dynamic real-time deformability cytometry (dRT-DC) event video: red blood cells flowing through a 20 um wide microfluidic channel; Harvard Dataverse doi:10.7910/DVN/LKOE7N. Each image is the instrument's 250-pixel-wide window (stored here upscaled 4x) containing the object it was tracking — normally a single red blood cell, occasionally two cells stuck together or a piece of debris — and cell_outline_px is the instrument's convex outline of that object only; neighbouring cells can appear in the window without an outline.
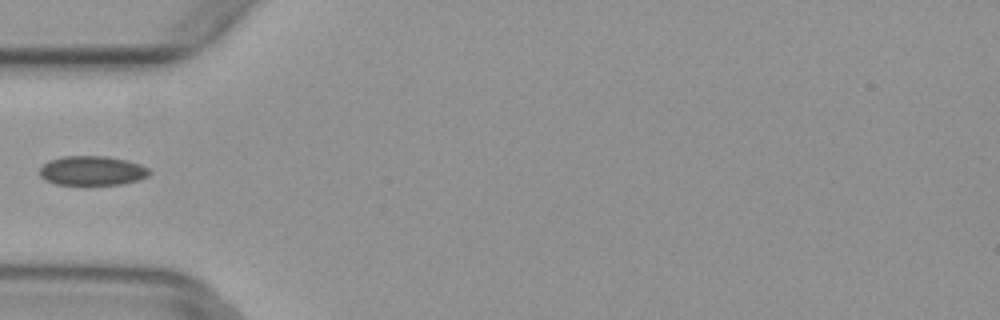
{"species": "common noctule bat (a hibernating species)", "species_latin": "Nyctalus noctula", "temperature_condition": "warm", "stored_images_in_passage": 2, "camera_frame_rate_fps": 3000, "um_per_image_px": 0.085, "animal": {"sex": "female", "body_mass_g": 29.2, "forearm_length_mm": 56.3}, "frame": {"image": 1, "passage_image": 2, "time_ms": 0.333, "image_size_px": [1000, 320], "cell_outline_px": [[152, 172], [148, 176], [140, 180], [120, 184], [84, 188], [56, 184], [44, 180], [40, 176], [40, 168], [48, 160], [64, 156], [108, 156], [128, 160], [140, 164], [148, 168]], "centroid_in_image_um": [7.83, 14.56], "position_along_channel_um": 77.2, "area_um2": 19.83}}